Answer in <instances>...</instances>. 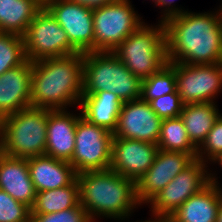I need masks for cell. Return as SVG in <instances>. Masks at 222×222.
Wrapping results in <instances>:
<instances>
[{
	"label": "cell",
	"mask_w": 222,
	"mask_h": 222,
	"mask_svg": "<svg viewBox=\"0 0 222 222\" xmlns=\"http://www.w3.org/2000/svg\"><path fill=\"white\" fill-rule=\"evenodd\" d=\"M158 23L142 24L112 52L141 80L157 73L168 63L165 25L160 20Z\"/></svg>",
	"instance_id": "cell-5"
},
{
	"label": "cell",
	"mask_w": 222,
	"mask_h": 222,
	"mask_svg": "<svg viewBox=\"0 0 222 222\" xmlns=\"http://www.w3.org/2000/svg\"><path fill=\"white\" fill-rule=\"evenodd\" d=\"M176 75V88L183 104L217 103L222 92V63L190 65L168 63Z\"/></svg>",
	"instance_id": "cell-11"
},
{
	"label": "cell",
	"mask_w": 222,
	"mask_h": 222,
	"mask_svg": "<svg viewBox=\"0 0 222 222\" xmlns=\"http://www.w3.org/2000/svg\"><path fill=\"white\" fill-rule=\"evenodd\" d=\"M31 208L0 189V222H30Z\"/></svg>",
	"instance_id": "cell-29"
},
{
	"label": "cell",
	"mask_w": 222,
	"mask_h": 222,
	"mask_svg": "<svg viewBox=\"0 0 222 222\" xmlns=\"http://www.w3.org/2000/svg\"><path fill=\"white\" fill-rule=\"evenodd\" d=\"M83 53L32 62L31 107L68 110L83 94Z\"/></svg>",
	"instance_id": "cell-2"
},
{
	"label": "cell",
	"mask_w": 222,
	"mask_h": 222,
	"mask_svg": "<svg viewBox=\"0 0 222 222\" xmlns=\"http://www.w3.org/2000/svg\"><path fill=\"white\" fill-rule=\"evenodd\" d=\"M30 222H93L87 211L79 204L76 207L54 213H31Z\"/></svg>",
	"instance_id": "cell-30"
},
{
	"label": "cell",
	"mask_w": 222,
	"mask_h": 222,
	"mask_svg": "<svg viewBox=\"0 0 222 222\" xmlns=\"http://www.w3.org/2000/svg\"><path fill=\"white\" fill-rule=\"evenodd\" d=\"M2 153V140H1V120H0V154Z\"/></svg>",
	"instance_id": "cell-36"
},
{
	"label": "cell",
	"mask_w": 222,
	"mask_h": 222,
	"mask_svg": "<svg viewBox=\"0 0 222 222\" xmlns=\"http://www.w3.org/2000/svg\"><path fill=\"white\" fill-rule=\"evenodd\" d=\"M162 119L142 98L124 102L113 138H125L157 144Z\"/></svg>",
	"instance_id": "cell-13"
},
{
	"label": "cell",
	"mask_w": 222,
	"mask_h": 222,
	"mask_svg": "<svg viewBox=\"0 0 222 222\" xmlns=\"http://www.w3.org/2000/svg\"><path fill=\"white\" fill-rule=\"evenodd\" d=\"M77 115L67 110H49L45 155L70 162L75 149Z\"/></svg>",
	"instance_id": "cell-17"
},
{
	"label": "cell",
	"mask_w": 222,
	"mask_h": 222,
	"mask_svg": "<svg viewBox=\"0 0 222 222\" xmlns=\"http://www.w3.org/2000/svg\"><path fill=\"white\" fill-rule=\"evenodd\" d=\"M157 146L160 150L182 152L197 157V148L191 143L181 117L162 119Z\"/></svg>",
	"instance_id": "cell-25"
},
{
	"label": "cell",
	"mask_w": 222,
	"mask_h": 222,
	"mask_svg": "<svg viewBox=\"0 0 222 222\" xmlns=\"http://www.w3.org/2000/svg\"><path fill=\"white\" fill-rule=\"evenodd\" d=\"M194 158L182 152L158 150L152 166L135 183L139 204H146L158 194Z\"/></svg>",
	"instance_id": "cell-14"
},
{
	"label": "cell",
	"mask_w": 222,
	"mask_h": 222,
	"mask_svg": "<svg viewBox=\"0 0 222 222\" xmlns=\"http://www.w3.org/2000/svg\"><path fill=\"white\" fill-rule=\"evenodd\" d=\"M31 76L32 62L27 59L0 75V120L31 107Z\"/></svg>",
	"instance_id": "cell-16"
},
{
	"label": "cell",
	"mask_w": 222,
	"mask_h": 222,
	"mask_svg": "<svg viewBox=\"0 0 222 222\" xmlns=\"http://www.w3.org/2000/svg\"><path fill=\"white\" fill-rule=\"evenodd\" d=\"M44 7L65 30L69 42L79 52H94L92 9L70 0H50Z\"/></svg>",
	"instance_id": "cell-12"
},
{
	"label": "cell",
	"mask_w": 222,
	"mask_h": 222,
	"mask_svg": "<svg viewBox=\"0 0 222 222\" xmlns=\"http://www.w3.org/2000/svg\"><path fill=\"white\" fill-rule=\"evenodd\" d=\"M123 102L111 92L83 93L79 112L90 123L114 132Z\"/></svg>",
	"instance_id": "cell-21"
},
{
	"label": "cell",
	"mask_w": 222,
	"mask_h": 222,
	"mask_svg": "<svg viewBox=\"0 0 222 222\" xmlns=\"http://www.w3.org/2000/svg\"><path fill=\"white\" fill-rule=\"evenodd\" d=\"M162 222H172L169 218H163Z\"/></svg>",
	"instance_id": "cell-38"
},
{
	"label": "cell",
	"mask_w": 222,
	"mask_h": 222,
	"mask_svg": "<svg viewBox=\"0 0 222 222\" xmlns=\"http://www.w3.org/2000/svg\"><path fill=\"white\" fill-rule=\"evenodd\" d=\"M158 150L154 143L113 138L110 169L136 183L152 166Z\"/></svg>",
	"instance_id": "cell-15"
},
{
	"label": "cell",
	"mask_w": 222,
	"mask_h": 222,
	"mask_svg": "<svg viewBox=\"0 0 222 222\" xmlns=\"http://www.w3.org/2000/svg\"><path fill=\"white\" fill-rule=\"evenodd\" d=\"M26 59L24 37L0 32V75L21 65Z\"/></svg>",
	"instance_id": "cell-27"
},
{
	"label": "cell",
	"mask_w": 222,
	"mask_h": 222,
	"mask_svg": "<svg viewBox=\"0 0 222 222\" xmlns=\"http://www.w3.org/2000/svg\"><path fill=\"white\" fill-rule=\"evenodd\" d=\"M216 176L213 172V180L197 194L189 197L169 219L172 222H217L222 187Z\"/></svg>",
	"instance_id": "cell-18"
},
{
	"label": "cell",
	"mask_w": 222,
	"mask_h": 222,
	"mask_svg": "<svg viewBox=\"0 0 222 222\" xmlns=\"http://www.w3.org/2000/svg\"><path fill=\"white\" fill-rule=\"evenodd\" d=\"M174 1L175 0H157L155 5L161 8V13H163L161 14L160 21L164 22L167 18L171 16L186 12V10H183L182 7H176V5L173 4Z\"/></svg>",
	"instance_id": "cell-32"
},
{
	"label": "cell",
	"mask_w": 222,
	"mask_h": 222,
	"mask_svg": "<svg viewBox=\"0 0 222 222\" xmlns=\"http://www.w3.org/2000/svg\"><path fill=\"white\" fill-rule=\"evenodd\" d=\"M130 0L93 9L94 52H113L145 22Z\"/></svg>",
	"instance_id": "cell-7"
},
{
	"label": "cell",
	"mask_w": 222,
	"mask_h": 222,
	"mask_svg": "<svg viewBox=\"0 0 222 222\" xmlns=\"http://www.w3.org/2000/svg\"><path fill=\"white\" fill-rule=\"evenodd\" d=\"M112 139V132L80 116L75 129V149L69 162L75 172L109 169Z\"/></svg>",
	"instance_id": "cell-10"
},
{
	"label": "cell",
	"mask_w": 222,
	"mask_h": 222,
	"mask_svg": "<svg viewBox=\"0 0 222 222\" xmlns=\"http://www.w3.org/2000/svg\"><path fill=\"white\" fill-rule=\"evenodd\" d=\"M220 165V168H222V160L218 163V166Z\"/></svg>",
	"instance_id": "cell-39"
},
{
	"label": "cell",
	"mask_w": 222,
	"mask_h": 222,
	"mask_svg": "<svg viewBox=\"0 0 222 222\" xmlns=\"http://www.w3.org/2000/svg\"><path fill=\"white\" fill-rule=\"evenodd\" d=\"M23 37L25 56L30 62L79 53L45 7L33 18Z\"/></svg>",
	"instance_id": "cell-9"
},
{
	"label": "cell",
	"mask_w": 222,
	"mask_h": 222,
	"mask_svg": "<svg viewBox=\"0 0 222 222\" xmlns=\"http://www.w3.org/2000/svg\"><path fill=\"white\" fill-rule=\"evenodd\" d=\"M175 92V70L168 63L157 73L142 80L141 98L147 102Z\"/></svg>",
	"instance_id": "cell-26"
},
{
	"label": "cell",
	"mask_w": 222,
	"mask_h": 222,
	"mask_svg": "<svg viewBox=\"0 0 222 222\" xmlns=\"http://www.w3.org/2000/svg\"><path fill=\"white\" fill-rule=\"evenodd\" d=\"M77 179L80 205L93 222L101 216L123 221L140 206L135 182L110 168L82 172L77 174Z\"/></svg>",
	"instance_id": "cell-3"
},
{
	"label": "cell",
	"mask_w": 222,
	"mask_h": 222,
	"mask_svg": "<svg viewBox=\"0 0 222 222\" xmlns=\"http://www.w3.org/2000/svg\"><path fill=\"white\" fill-rule=\"evenodd\" d=\"M197 159L207 164L219 163L222 160V115L207 134L202 145L197 149Z\"/></svg>",
	"instance_id": "cell-28"
},
{
	"label": "cell",
	"mask_w": 222,
	"mask_h": 222,
	"mask_svg": "<svg viewBox=\"0 0 222 222\" xmlns=\"http://www.w3.org/2000/svg\"><path fill=\"white\" fill-rule=\"evenodd\" d=\"M72 2H75L81 6H86L89 9H96L100 8L102 6L111 4L113 2H116L118 0H70Z\"/></svg>",
	"instance_id": "cell-33"
},
{
	"label": "cell",
	"mask_w": 222,
	"mask_h": 222,
	"mask_svg": "<svg viewBox=\"0 0 222 222\" xmlns=\"http://www.w3.org/2000/svg\"><path fill=\"white\" fill-rule=\"evenodd\" d=\"M48 109L29 107L1 119L2 154L14 158L45 155Z\"/></svg>",
	"instance_id": "cell-6"
},
{
	"label": "cell",
	"mask_w": 222,
	"mask_h": 222,
	"mask_svg": "<svg viewBox=\"0 0 222 222\" xmlns=\"http://www.w3.org/2000/svg\"><path fill=\"white\" fill-rule=\"evenodd\" d=\"M217 222H222V202H221L219 209H218Z\"/></svg>",
	"instance_id": "cell-34"
},
{
	"label": "cell",
	"mask_w": 222,
	"mask_h": 222,
	"mask_svg": "<svg viewBox=\"0 0 222 222\" xmlns=\"http://www.w3.org/2000/svg\"><path fill=\"white\" fill-rule=\"evenodd\" d=\"M0 189L13 199L33 207L36 190L30 177L28 158L0 154Z\"/></svg>",
	"instance_id": "cell-19"
},
{
	"label": "cell",
	"mask_w": 222,
	"mask_h": 222,
	"mask_svg": "<svg viewBox=\"0 0 222 222\" xmlns=\"http://www.w3.org/2000/svg\"><path fill=\"white\" fill-rule=\"evenodd\" d=\"M28 167L36 192L69 186L77 179L69 162L48 155L28 158Z\"/></svg>",
	"instance_id": "cell-20"
},
{
	"label": "cell",
	"mask_w": 222,
	"mask_h": 222,
	"mask_svg": "<svg viewBox=\"0 0 222 222\" xmlns=\"http://www.w3.org/2000/svg\"><path fill=\"white\" fill-rule=\"evenodd\" d=\"M40 3H42L43 5H45L48 1L50 0H38Z\"/></svg>",
	"instance_id": "cell-37"
},
{
	"label": "cell",
	"mask_w": 222,
	"mask_h": 222,
	"mask_svg": "<svg viewBox=\"0 0 222 222\" xmlns=\"http://www.w3.org/2000/svg\"><path fill=\"white\" fill-rule=\"evenodd\" d=\"M222 115L216 103L184 104L180 117L191 143L198 149Z\"/></svg>",
	"instance_id": "cell-22"
},
{
	"label": "cell",
	"mask_w": 222,
	"mask_h": 222,
	"mask_svg": "<svg viewBox=\"0 0 222 222\" xmlns=\"http://www.w3.org/2000/svg\"><path fill=\"white\" fill-rule=\"evenodd\" d=\"M168 63H222V4L216 11H186L164 22Z\"/></svg>",
	"instance_id": "cell-1"
},
{
	"label": "cell",
	"mask_w": 222,
	"mask_h": 222,
	"mask_svg": "<svg viewBox=\"0 0 222 222\" xmlns=\"http://www.w3.org/2000/svg\"><path fill=\"white\" fill-rule=\"evenodd\" d=\"M43 7L38 0H0V32L24 36Z\"/></svg>",
	"instance_id": "cell-23"
},
{
	"label": "cell",
	"mask_w": 222,
	"mask_h": 222,
	"mask_svg": "<svg viewBox=\"0 0 222 222\" xmlns=\"http://www.w3.org/2000/svg\"><path fill=\"white\" fill-rule=\"evenodd\" d=\"M83 61V93L111 92L123 103L141 98L142 80L112 52H86Z\"/></svg>",
	"instance_id": "cell-4"
},
{
	"label": "cell",
	"mask_w": 222,
	"mask_h": 222,
	"mask_svg": "<svg viewBox=\"0 0 222 222\" xmlns=\"http://www.w3.org/2000/svg\"><path fill=\"white\" fill-rule=\"evenodd\" d=\"M79 204V184L76 179L69 186L36 192L31 213H54L76 207Z\"/></svg>",
	"instance_id": "cell-24"
},
{
	"label": "cell",
	"mask_w": 222,
	"mask_h": 222,
	"mask_svg": "<svg viewBox=\"0 0 222 222\" xmlns=\"http://www.w3.org/2000/svg\"><path fill=\"white\" fill-rule=\"evenodd\" d=\"M207 167V163L195 158L147 203L151 205V215L169 218L189 197L207 186L213 180Z\"/></svg>",
	"instance_id": "cell-8"
},
{
	"label": "cell",
	"mask_w": 222,
	"mask_h": 222,
	"mask_svg": "<svg viewBox=\"0 0 222 222\" xmlns=\"http://www.w3.org/2000/svg\"><path fill=\"white\" fill-rule=\"evenodd\" d=\"M153 217V219H152ZM151 219L149 220H145V221H140V222H162V218H158V217H155V216H152ZM138 222V221H136Z\"/></svg>",
	"instance_id": "cell-35"
},
{
	"label": "cell",
	"mask_w": 222,
	"mask_h": 222,
	"mask_svg": "<svg viewBox=\"0 0 222 222\" xmlns=\"http://www.w3.org/2000/svg\"><path fill=\"white\" fill-rule=\"evenodd\" d=\"M152 110L161 119L179 117L183 107L180 96L177 92L163 95L150 102Z\"/></svg>",
	"instance_id": "cell-31"
}]
</instances>
